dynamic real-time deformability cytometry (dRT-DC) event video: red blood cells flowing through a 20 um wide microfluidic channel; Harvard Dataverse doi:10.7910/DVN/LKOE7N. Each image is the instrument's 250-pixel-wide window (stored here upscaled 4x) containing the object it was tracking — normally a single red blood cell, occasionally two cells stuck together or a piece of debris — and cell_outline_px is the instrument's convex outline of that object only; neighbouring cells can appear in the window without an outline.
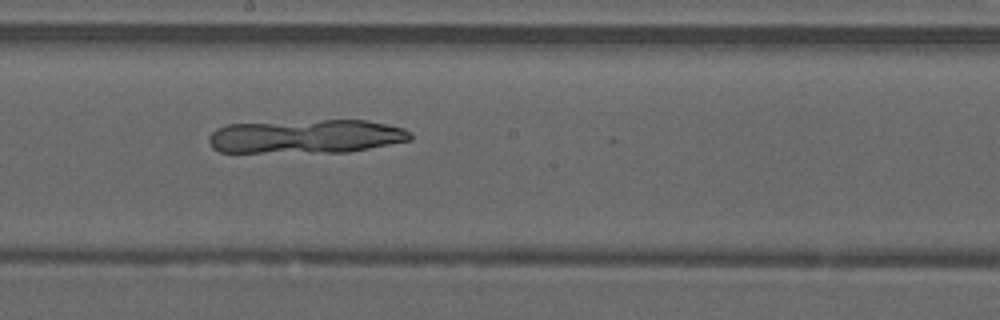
{"species": "common noctule bat (a hibernating species)", "species_latin": "Nyctalus noctula", "temperature_condition": "warm", "stored_images_in_passage": 50, "camera_frame_rate_fps": 3000, "um_per_image_px": 0.085, "animal": {"sex": "male", "forearm_length_mm": 52.5}, "frame": {"image": 1, "passage_image": 28, "time_ms": 9.0, "image_size_px": [1000, 320], "cell_outline_px": [[412, 140], [348, 152], [220, 152], [212, 148], [208, 144], [208, 136], [216, 128], [228, 124], [320, 120], [368, 120], [404, 128], [412, 132]], "centroid_in_image_um": [26.02, 11.59], "position_along_channel_um": 222.2, "area_um2": 39.94}}